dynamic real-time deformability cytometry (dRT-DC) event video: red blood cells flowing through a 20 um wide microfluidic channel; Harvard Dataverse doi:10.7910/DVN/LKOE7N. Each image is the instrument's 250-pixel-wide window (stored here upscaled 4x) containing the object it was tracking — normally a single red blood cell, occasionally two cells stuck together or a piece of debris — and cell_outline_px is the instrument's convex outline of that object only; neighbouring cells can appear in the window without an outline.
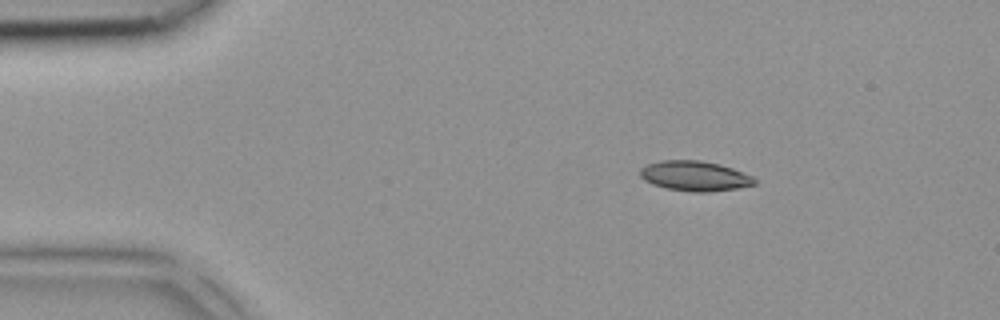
{"species": "common noctule bat (a hibernating species)", "species_latin": "Nyctalus noctula", "temperature_condition": "room temperature", "stored_images_in_passage": 3, "camera_frame_rate_fps": 3000, "um_per_image_px": 0.085, "animal": {"sex": "female", "body_mass_g": 18.4}, "frame": {"image": 1, "passage_image": 1, "time_ms": 0.0, "image_size_px": [1000, 320], "cell_outline_px": [[756, 184], [736, 188], [708, 192], [692, 192], [668, 188], [652, 184], [644, 180], [640, 176], [640, 168], [648, 164], [660, 160], [700, 160], [720, 164], [732, 168], [752, 176], [756, 180]], "centroid_in_image_um": [59.04, 14.95], "position_along_channel_um": 26.0, "area_um2": 19.94}}
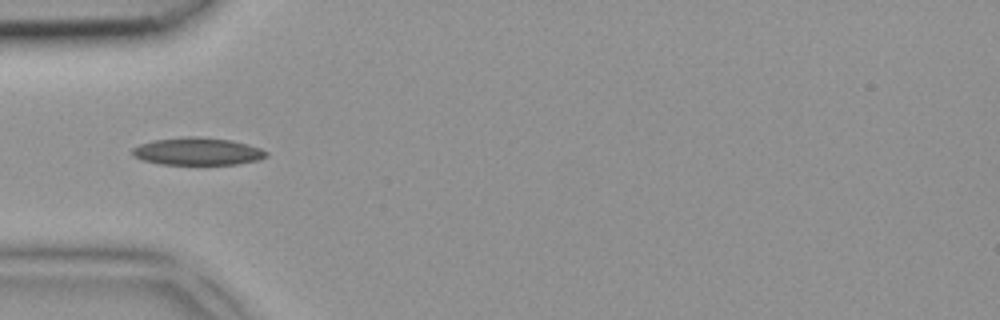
{"frame": {"image": 2, "passage_image": 3, "time_ms": 0.667, "image_size_px": [1000, 320], "cell_outline_px": [[268, 156], [260, 160], [236, 164], [160, 164], [140, 160], [132, 156], [132, 148], [140, 144], [152, 140], [188, 136], [200, 136], [232, 140], [248, 144], [260, 148], [268, 152]], "centroid_in_image_um": [16.78, 12.86], "position_along_channel_um": 68.2, "area_um2": 21.73}}